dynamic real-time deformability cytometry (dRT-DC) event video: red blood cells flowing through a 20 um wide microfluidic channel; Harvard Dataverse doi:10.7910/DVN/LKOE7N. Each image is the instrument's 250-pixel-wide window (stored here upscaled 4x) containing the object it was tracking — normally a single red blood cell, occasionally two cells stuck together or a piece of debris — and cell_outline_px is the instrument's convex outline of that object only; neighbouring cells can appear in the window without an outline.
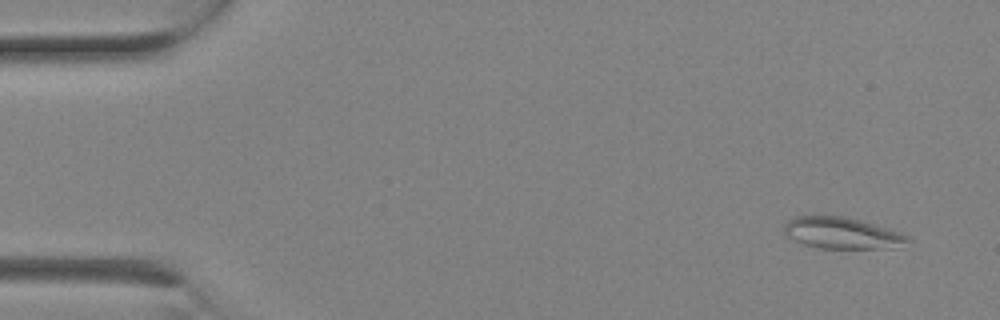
{"species": "Egyptian fruit bat (a non-hibernating species)", "species_latin": "Rousettus aegyptiacus", "temperature_condition": "room temperature", "stored_images_in_passage": 2, "camera_frame_rate_fps": 3000, "um_per_image_px": 0.085, "animal": {"sex": "female"}, "frame": {"image": 1, "passage_image": 1, "time_ms": 0.0, "image_size_px": [1000, 320], "cell_outline_px": [[912, 240], [896, 248], [820, 248], [804, 244], [788, 236], [784, 232], [784, 224], [788, 220], [796, 216], [844, 216], [860, 220], [900, 232], [908, 236]], "centroid_in_image_um": [71.59, 19.81], "position_along_channel_um": 13.4, "area_um2": 22.48}}